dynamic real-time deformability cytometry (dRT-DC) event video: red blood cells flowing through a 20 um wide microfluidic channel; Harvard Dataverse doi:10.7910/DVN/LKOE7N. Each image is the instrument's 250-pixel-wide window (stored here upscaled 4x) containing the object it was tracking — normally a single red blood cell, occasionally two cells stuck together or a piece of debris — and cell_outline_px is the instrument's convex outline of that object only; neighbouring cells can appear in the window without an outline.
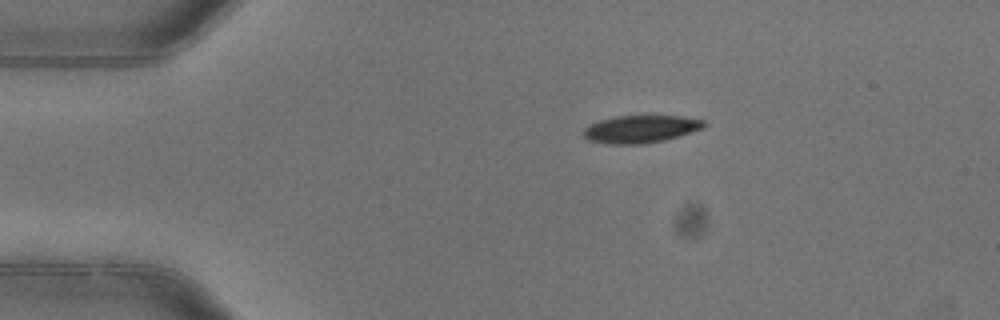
{"species": "common noctule bat (a hibernating species)", "species_latin": "Nyctalus noctula", "temperature_condition": "warm", "stored_images_in_passage": 6, "camera_frame_rate_fps": 3000, "um_per_image_px": 0.085, "animal": {"sex": "female"}, "frame": {"image": 1, "passage_image": 6, "time_ms": 1.667, "image_size_px": [1000, 320], "cell_outline_px": [[708, 124], [704, 128], [680, 136], [664, 140], [644, 144], [608, 144], [588, 140], [580, 132], [588, 124], [600, 120], [616, 116], [684, 116], [704, 120]], "centroid_in_image_um": [54.46, 10.97], "position_along_channel_um": 30.5, "area_um2": 19.65}}